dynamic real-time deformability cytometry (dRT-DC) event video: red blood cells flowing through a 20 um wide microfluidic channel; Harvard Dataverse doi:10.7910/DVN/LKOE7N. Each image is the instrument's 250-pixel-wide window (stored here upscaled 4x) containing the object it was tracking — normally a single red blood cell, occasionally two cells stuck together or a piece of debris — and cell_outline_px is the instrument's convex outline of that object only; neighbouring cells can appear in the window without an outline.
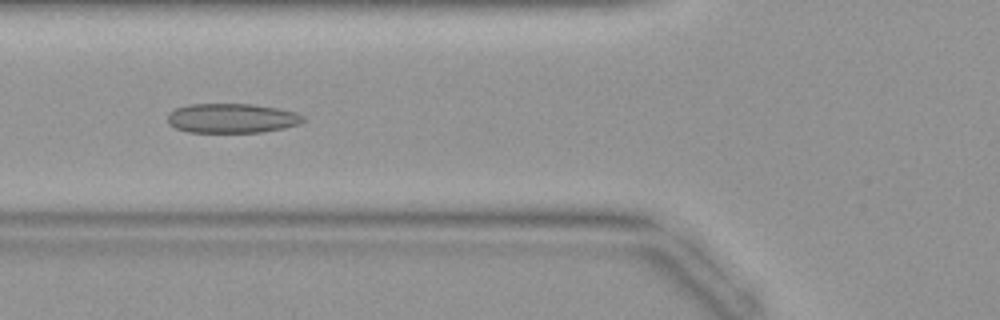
{"species": "common noctule bat (a hibernating species)", "species_latin": "Nyctalus noctula", "temperature_condition": "warm", "stored_images_in_passage": 41, "camera_frame_rate_fps": 3000, "um_per_image_px": 0.085, "animal": {"sex": "female", "body_mass_g": 19.9}, "frame": {"image": 1, "passage_image": 14, "time_ms": 4.333, "image_size_px": [1000, 320], "cell_outline_px": [[304, 120], [300, 124], [284, 128], [260, 132], [188, 132], [176, 128], [168, 124], [168, 112], [176, 108], [188, 104], [252, 104], [276, 108], [296, 112], [304, 116]], "centroid_in_image_um": [19.69, 10.05], "position_along_channel_um": 106.1, "area_um2": 23.35}}
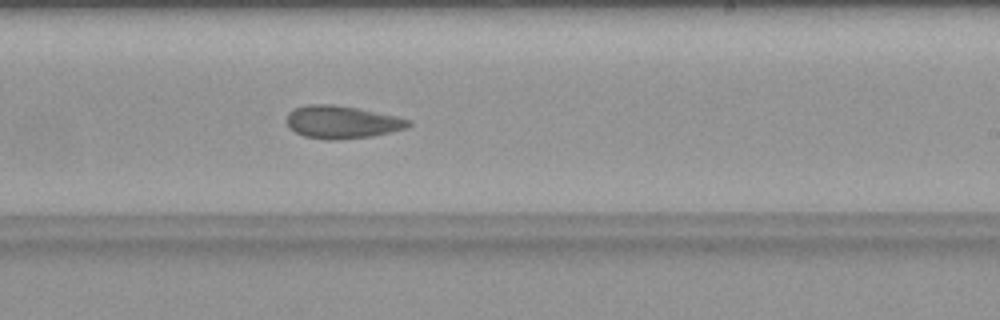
{"frame": {"image": 2, "passage_image": 24, "time_ms": 7.667, "image_size_px": [1000, 320], "cell_outline_px": [[412, 124], [408, 128], [372, 136], [332, 140], [328, 140], [304, 136], [288, 128], [284, 120], [288, 112], [292, 108], [304, 104], [332, 104], [356, 108], [396, 116], [412, 120]], "centroid_in_image_um": [29.01, 10.37], "position_along_channel_um": 260.0, "area_um2": 23.52}}
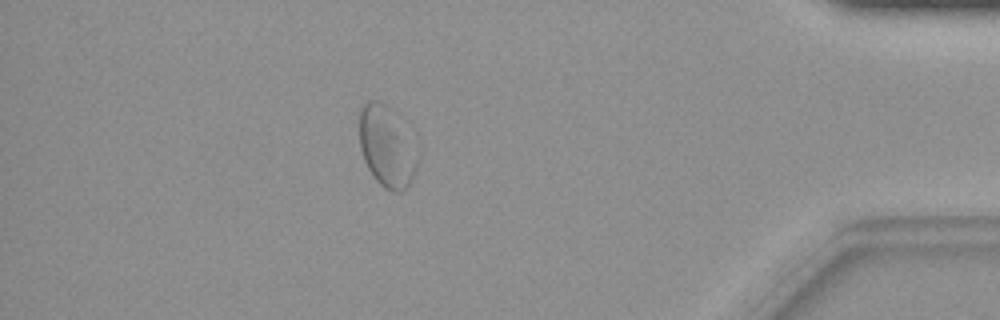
{"frame": {"image": 3, "passage_image": 36, "time_ms": 11.667, "image_size_px": [1000, 320], "cell_outline_px": [[420, 156], [412, 180], [400, 192], [392, 192], [384, 188], [372, 176], [364, 160], [360, 148], [360, 108], [368, 100], [380, 100], [412, 124], [420, 140]], "centroid_in_image_um": [33.02, 12.37], "position_along_channel_um": 402.2, "area_um2": 29.65}}